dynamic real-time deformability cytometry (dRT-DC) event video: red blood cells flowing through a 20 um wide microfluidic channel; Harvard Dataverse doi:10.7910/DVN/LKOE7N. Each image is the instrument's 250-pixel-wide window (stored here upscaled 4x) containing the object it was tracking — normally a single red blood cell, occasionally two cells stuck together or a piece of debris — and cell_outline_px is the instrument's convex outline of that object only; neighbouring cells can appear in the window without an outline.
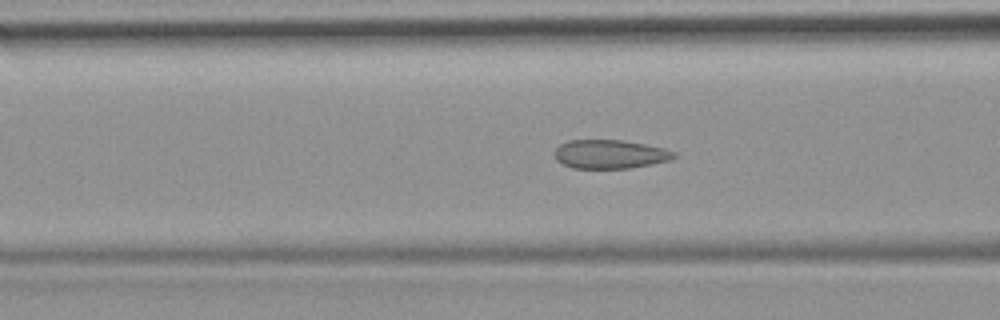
{"species": "common noctule bat (a hibernating species)", "species_latin": "Nyctalus noctula", "temperature_condition": "room temperature", "stored_images_in_passage": 51, "camera_frame_rate_fps": 3000, "um_per_image_px": 0.085, "animal": {"sex": "female", "body_mass_g": 19.9}, "frame": {"image": 1, "passage_image": 19, "time_ms": 6.0, "image_size_px": [1000, 320], "cell_outline_px": [[676, 156], [672, 160], [652, 164], [628, 168], [572, 168], [556, 160], [556, 148], [560, 144], [568, 140], [620, 140], [644, 144], [664, 148], [676, 152]], "centroid_in_image_um": [51.87, 13.1], "position_along_channel_um": 114.7, "area_um2": 19.94}}
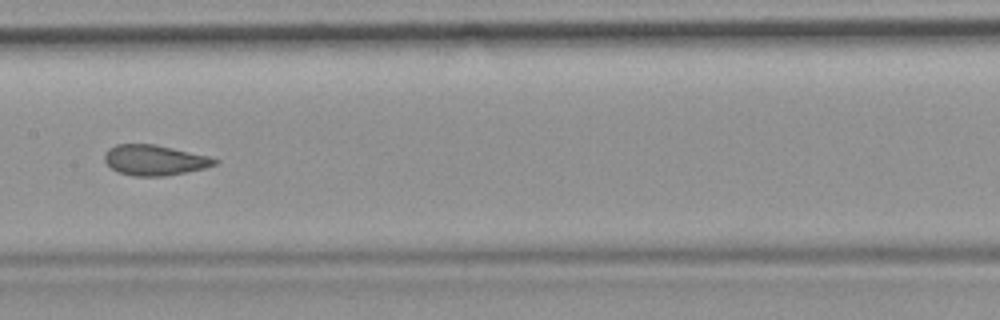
{"frame": {"image": 2, "passage_image": 25, "time_ms": 8.0, "image_size_px": [1000, 320], "cell_outline_px": [[220, 160], [216, 164], [204, 168], [164, 176], [132, 176], [120, 172], [112, 168], [104, 160], [104, 156], [108, 148], [116, 144], [152, 144], [172, 148], [208, 156]], "centroid_in_image_um": [13.12, 13.61], "position_along_channel_um": 194.3, "area_um2": 19.25}}
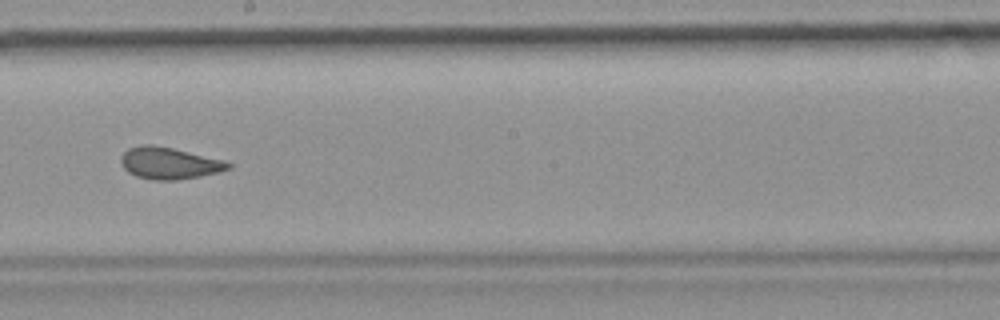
{"frame": {"image": 3, "passage_image": 28, "time_ms": 9.0, "image_size_px": [1000, 320], "cell_outline_px": [[232, 168], [220, 172], [200, 176], [176, 180], [152, 180], [136, 176], [128, 172], [120, 164], [120, 156], [128, 148], [140, 144], [152, 144], [172, 148], [224, 160], [232, 164]], "centroid_in_image_um": [14.36, 13.87], "position_along_channel_um": 233.8, "area_um2": 20.06}, "authors_computed_cell_mechanics": {"area_um2": 20.4034, "velocity_mm_per_s": 3.9775, "shape_relaxation_time_tau1_ms": null, "shape_relaxation_time_tau2_ms": 0.9394, "deformation_change_tau1": null, "deformation_change_tau2": 0.0668}}